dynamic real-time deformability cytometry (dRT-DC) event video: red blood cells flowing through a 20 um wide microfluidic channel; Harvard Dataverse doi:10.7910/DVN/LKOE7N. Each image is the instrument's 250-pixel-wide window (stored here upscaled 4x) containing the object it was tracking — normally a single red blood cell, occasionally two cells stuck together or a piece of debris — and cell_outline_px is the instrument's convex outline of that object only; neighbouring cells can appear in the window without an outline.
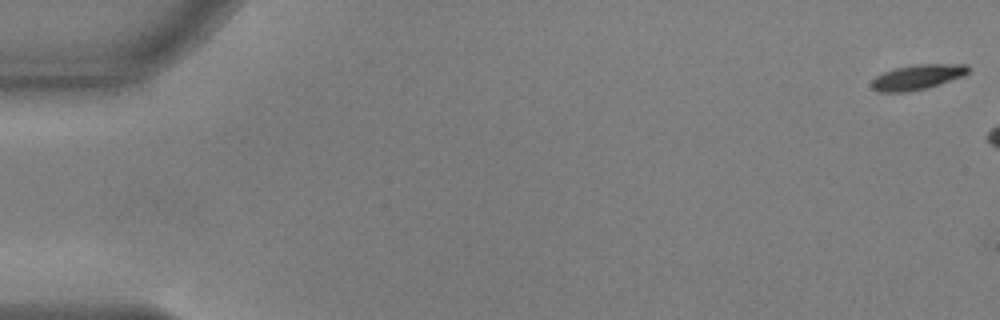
{"species": "common noctule bat (a hibernating species)", "species_latin": "Nyctalus noctula", "temperature_condition": "warm", "stored_images_in_passage": 6, "camera_frame_rate_fps": 3000, "um_per_image_px": 0.085, "animal": {"sex": "male", "body_mass_g": 17.9, "forearm_length_mm": 54.2}, "frame": {"image": 1, "passage_image": 1, "time_ms": 0.0, "image_size_px": [1000, 320], "cell_outline_px": [[968, 72], [964, 76], [928, 88], [908, 92], [876, 92], [872, 88], [872, 80], [876, 76], [884, 72], [896, 68], [912, 64], [968, 64]], "centroid_in_image_um": [77.98, 6.56], "position_along_channel_um": 7.0, "area_um2": 14.22}}